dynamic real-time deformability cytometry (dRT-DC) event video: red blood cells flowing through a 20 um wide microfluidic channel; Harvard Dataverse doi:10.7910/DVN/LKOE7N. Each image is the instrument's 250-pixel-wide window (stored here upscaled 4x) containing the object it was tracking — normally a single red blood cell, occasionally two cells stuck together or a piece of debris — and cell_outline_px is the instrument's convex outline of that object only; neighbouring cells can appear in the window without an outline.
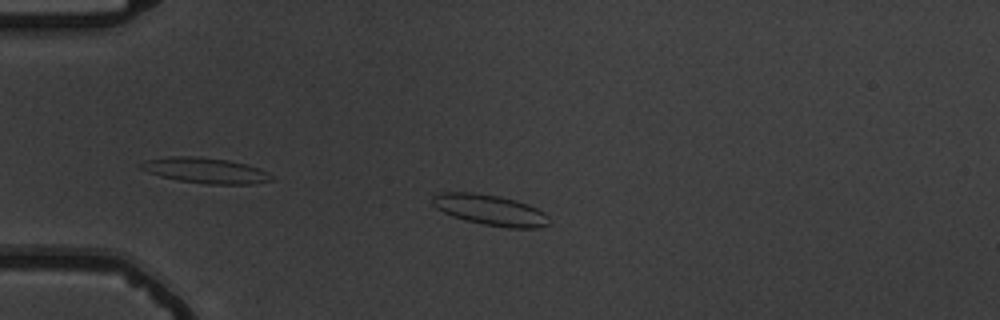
{"species": "common noctule bat (a hibernating species)", "species_latin": "Nyctalus noctula", "temperature_condition": "warm", "stored_images_in_passage": 41, "camera_frame_rate_fps": 3000, "um_per_image_px": 0.085, "animal": {"sex": "male", "body_mass_g": 19.5, "forearm_length_mm": 54.6}, "frame": {"image": 1, "passage_image": 3, "time_ms": 0.667, "image_size_px": [1000, 320], "cell_outline_px": [[552, 224], [540, 228], [508, 228], [484, 224], [464, 220], [452, 216], [436, 208], [432, 204], [432, 196], [440, 192], [472, 192], [500, 196], [516, 200], [528, 204], [544, 212], [548, 216]], "centroid_in_image_um": [41.69, 17.85], "position_along_channel_um": 43.3, "area_um2": 21.1}}
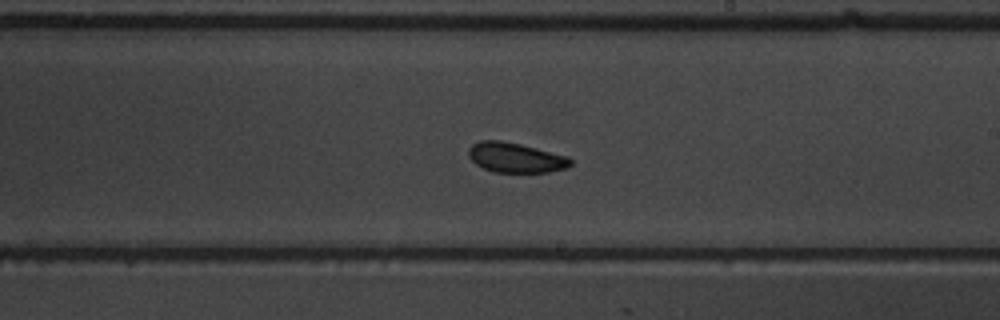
{"frame": {"image": 2, "passage_image": 22, "time_ms": 7.0, "image_size_px": [1000, 320], "cell_outline_px": [[572, 164], [568, 168], [548, 172], [492, 172], [476, 164], [468, 156], [468, 148], [472, 144], [480, 140], [500, 140], [520, 144], [568, 156], [572, 160]], "centroid_in_image_um": [43.82, 13.4], "position_along_channel_um": 245.2, "area_um2": 17.86}}
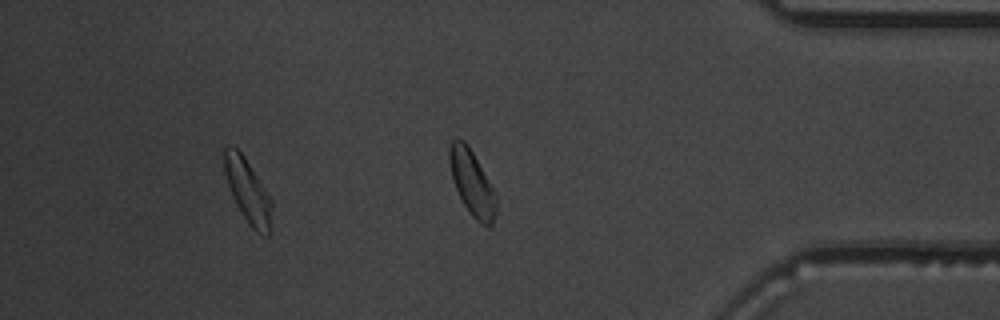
{"frame": {"image": 3, "passage_image": 36, "time_ms": 11.667, "image_size_px": [1000, 320], "cell_outline_px": [[272, 208], [268, 236], [256, 232], [252, 228], [236, 204], [232, 196], [224, 172], [224, 148], [228, 144], [236, 148], [244, 156], [272, 200]], "centroid_in_image_um": [21.05, 16.21], "position_along_channel_um": 414.2, "area_um2": 17.28}, "authors_computed_cell_mechanics": {"area_um2": 17.918, "velocity_mm_per_s": 3.6848, "shape_relaxation_time_tau1_ms": 4.2379, "shape_relaxation_time_tau2_ms": 2.1011, "deformation_change_tau1": 0.0999, "deformation_change_tau2": 0.078}}